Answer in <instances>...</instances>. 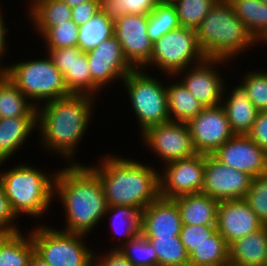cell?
<instances>
[{
	"instance_id": "6da1fadb",
	"label": "cell",
	"mask_w": 267,
	"mask_h": 266,
	"mask_svg": "<svg viewBox=\"0 0 267 266\" xmlns=\"http://www.w3.org/2000/svg\"><path fill=\"white\" fill-rule=\"evenodd\" d=\"M96 101L91 95L71 93L37 107L40 149L60 156L65 164H80L78 147L95 116Z\"/></svg>"
},
{
	"instance_id": "7a4b0ae2",
	"label": "cell",
	"mask_w": 267,
	"mask_h": 266,
	"mask_svg": "<svg viewBox=\"0 0 267 266\" xmlns=\"http://www.w3.org/2000/svg\"><path fill=\"white\" fill-rule=\"evenodd\" d=\"M53 200L64 208L61 230L88 236L104 221L108 207L99 176L84 162L56 171Z\"/></svg>"
},
{
	"instance_id": "3957f363",
	"label": "cell",
	"mask_w": 267,
	"mask_h": 266,
	"mask_svg": "<svg viewBox=\"0 0 267 266\" xmlns=\"http://www.w3.org/2000/svg\"><path fill=\"white\" fill-rule=\"evenodd\" d=\"M118 155H103L88 166L99 176L108 206L129 205L142 211L160 197L159 169Z\"/></svg>"
},
{
	"instance_id": "277c9868",
	"label": "cell",
	"mask_w": 267,
	"mask_h": 266,
	"mask_svg": "<svg viewBox=\"0 0 267 266\" xmlns=\"http://www.w3.org/2000/svg\"><path fill=\"white\" fill-rule=\"evenodd\" d=\"M21 163L0 170V183L18 218H45L54 202V180L57 170L45 171L36 164ZM36 165V166H35ZM38 167V168H37Z\"/></svg>"
},
{
	"instance_id": "5b68a950",
	"label": "cell",
	"mask_w": 267,
	"mask_h": 266,
	"mask_svg": "<svg viewBox=\"0 0 267 266\" xmlns=\"http://www.w3.org/2000/svg\"><path fill=\"white\" fill-rule=\"evenodd\" d=\"M195 31L206 58L235 62L242 53L260 46L227 0H218Z\"/></svg>"
},
{
	"instance_id": "8992f818",
	"label": "cell",
	"mask_w": 267,
	"mask_h": 266,
	"mask_svg": "<svg viewBox=\"0 0 267 266\" xmlns=\"http://www.w3.org/2000/svg\"><path fill=\"white\" fill-rule=\"evenodd\" d=\"M34 226L29 233L39 262L47 266H94V248L85 241L88 235L67 232L45 222Z\"/></svg>"
},
{
	"instance_id": "52a82bcc",
	"label": "cell",
	"mask_w": 267,
	"mask_h": 266,
	"mask_svg": "<svg viewBox=\"0 0 267 266\" xmlns=\"http://www.w3.org/2000/svg\"><path fill=\"white\" fill-rule=\"evenodd\" d=\"M153 74L145 69H133L119 85L128 95L125 99H129V110L132 109L140 134L151 126L170 121L166 81L159 78L158 73L154 74L157 77Z\"/></svg>"
},
{
	"instance_id": "ba28073f",
	"label": "cell",
	"mask_w": 267,
	"mask_h": 266,
	"mask_svg": "<svg viewBox=\"0 0 267 266\" xmlns=\"http://www.w3.org/2000/svg\"><path fill=\"white\" fill-rule=\"evenodd\" d=\"M42 54L40 58L13 61L6 70L9 79L36 107L71 94L60 70L46 52Z\"/></svg>"
},
{
	"instance_id": "9c48e42d",
	"label": "cell",
	"mask_w": 267,
	"mask_h": 266,
	"mask_svg": "<svg viewBox=\"0 0 267 266\" xmlns=\"http://www.w3.org/2000/svg\"><path fill=\"white\" fill-rule=\"evenodd\" d=\"M206 59L199 46L196 31L180 26L171 30L153 43L150 61L142 68L163 75L175 76L188 67L201 63ZM155 68V69H154ZM162 74V75H161Z\"/></svg>"
},
{
	"instance_id": "30bf717a",
	"label": "cell",
	"mask_w": 267,
	"mask_h": 266,
	"mask_svg": "<svg viewBox=\"0 0 267 266\" xmlns=\"http://www.w3.org/2000/svg\"><path fill=\"white\" fill-rule=\"evenodd\" d=\"M147 152L155 154L163 165L197 154L189 126L185 122L169 121L147 128L140 134ZM159 158V159H158Z\"/></svg>"
},
{
	"instance_id": "8fae6325",
	"label": "cell",
	"mask_w": 267,
	"mask_h": 266,
	"mask_svg": "<svg viewBox=\"0 0 267 266\" xmlns=\"http://www.w3.org/2000/svg\"><path fill=\"white\" fill-rule=\"evenodd\" d=\"M86 55L92 77V96L97 99L104 88H108L110 84L113 87L112 84L118 85L134 69L113 35L97 47L87 50Z\"/></svg>"
},
{
	"instance_id": "7c38bea8",
	"label": "cell",
	"mask_w": 267,
	"mask_h": 266,
	"mask_svg": "<svg viewBox=\"0 0 267 266\" xmlns=\"http://www.w3.org/2000/svg\"><path fill=\"white\" fill-rule=\"evenodd\" d=\"M159 167L160 197L174 199L182 195L202 192L205 154L169 162Z\"/></svg>"
},
{
	"instance_id": "4fadbf2b",
	"label": "cell",
	"mask_w": 267,
	"mask_h": 266,
	"mask_svg": "<svg viewBox=\"0 0 267 266\" xmlns=\"http://www.w3.org/2000/svg\"><path fill=\"white\" fill-rule=\"evenodd\" d=\"M226 65L229 67L231 64L226 60L206 58L201 63L178 72L175 77L205 107L216 106L222 103L224 87L229 81L225 80L221 71L222 66L225 70Z\"/></svg>"
},
{
	"instance_id": "5bb4252c",
	"label": "cell",
	"mask_w": 267,
	"mask_h": 266,
	"mask_svg": "<svg viewBox=\"0 0 267 266\" xmlns=\"http://www.w3.org/2000/svg\"><path fill=\"white\" fill-rule=\"evenodd\" d=\"M148 14H124L113 23V36L121 44L123 54L134 69H142L153 52L147 35Z\"/></svg>"
},
{
	"instance_id": "9a60e30c",
	"label": "cell",
	"mask_w": 267,
	"mask_h": 266,
	"mask_svg": "<svg viewBox=\"0 0 267 266\" xmlns=\"http://www.w3.org/2000/svg\"><path fill=\"white\" fill-rule=\"evenodd\" d=\"M197 153L212 155L232 138L233 133L223 106H207L188 123Z\"/></svg>"
},
{
	"instance_id": "2e32d148",
	"label": "cell",
	"mask_w": 267,
	"mask_h": 266,
	"mask_svg": "<svg viewBox=\"0 0 267 266\" xmlns=\"http://www.w3.org/2000/svg\"><path fill=\"white\" fill-rule=\"evenodd\" d=\"M252 178L248 173L222 164L212 155H205L202 193L217 201L244 199Z\"/></svg>"
},
{
	"instance_id": "e0dca14e",
	"label": "cell",
	"mask_w": 267,
	"mask_h": 266,
	"mask_svg": "<svg viewBox=\"0 0 267 266\" xmlns=\"http://www.w3.org/2000/svg\"><path fill=\"white\" fill-rule=\"evenodd\" d=\"M212 156L224 165L256 177L267 172V153L248 135H234Z\"/></svg>"
},
{
	"instance_id": "ac0fdd59",
	"label": "cell",
	"mask_w": 267,
	"mask_h": 266,
	"mask_svg": "<svg viewBox=\"0 0 267 266\" xmlns=\"http://www.w3.org/2000/svg\"><path fill=\"white\" fill-rule=\"evenodd\" d=\"M60 70L70 93L92 96V77L86 51L81 47H66L44 50Z\"/></svg>"
},
{
	"instance_id": "d6986e66",
	"label": "cell",
	"mask_w": 267,
	"mask_h": 266,
	"mask_svg": "<svg viewBox=\"0 0 267 266\" xmlns=\"http://www.w3.org/2000/svg\"><path fill=\"white\" fill-rule=\"evenodd\" d=\"M263 226L244 199L219 202L216 229L228 245Z\"/></svg>"
},
{
	"instance_id": "ffe728a7",
	"label": "cell",
	"mask_w": 267,
	"mask_h": 266,
	"mask_svg": "<svg viewBox=\"0 0 267 266\" xmlns=\"http://www.w3.org/2000/svg\"><path fill=\"white\" fill-rule=\"evenodd\" d=\"M182 220L173 199L159 197L141 211L140 233L145 238L180 236Z\"/></svg>"
},
{
	"instance_id": "44dd1931",
	"label": "cell",
	"mask_w": 267,
	"mask_h": 266,
	"mask_svg": "<svg viewBox=\"0 0 267 266\" xmlns=\"http://www.w3.org/2000/svg\"><path fill=\"white\" fill-rule=\"evenodd\" d=\"M35 130L37 116L0 118V168L12 161V157L31 140L32 133L36 134Z\"/></svg>"
},
{
	"instance_id": "7402d4cb",
	"label": "cell",
	"mask_w": 267,
	"mask_h": 266,
	"mask_svg": "<svg viewBox=\"0 0 267 266\" xmlns=\"http://www.w3.org/2000/svg\"><path fill=\"white\" fill-rule=\"evenodd\" d=\"M221 105L225 110L233 133L235 135H247L259 111L238 83L231 88L225 84Z\"/></svg>"
},
{
	"instance_id": "603a6c76",
	"label": "cell",
	"mask_w": 267,
	"mask_h": 266,
	"mask_svg": "<svg viewBox=\"0 0 267 266\" xmlns=\"http://www.w3.org/2000/svg\"><path fill=\"white\" fill-rule=\"evenodd\" d=\"M267 225L229 245V263L236 266H265Z\"/></svg>"
},
{
	"instance_id": "cb8c5ba5",
	"label": "cell",
	"mask_w": 267,
	"mask_h": 266,
	"mask_svg": "<svg viewBox=\"0 0 267 266\" xmlns=\"http://www.w3.org/2000/svg\"><path fill=\"white\" fill-rule=\"evenodd\" d=\"M26 19L38 38L52 26L71 20L72 8L61 0H26ZM29 6V7H28Z\"/></svg>"
},
{
	"instance_id": "d4e9b609",
	"label": "cell",
	"mask_w": 267,
	"mask_h": 266,
	"mask_svg": "<svg viewBox=\"0 0 267 266\" xmlns=\"http://www.w3.org/2000/svg\"><path fill=\"white\" fill-rule=\"evenodd\" d=\"M165 79L167 83V107L170 121L188 123L192 118L196 117L205 106L190 93L177 77L166 75L164 80Z\"/></svg>"
},
{
	"instance_id": "484cf974",
	"label": "cell",
	"mask_w": 267,
	"mask_h": 266,
	"mask_svg": "<svg viewBox=\"0 0 267 266\" xmlns=\"http://www.w3.org/2000/svg\"><path fill=\"white\" fill-rule=\"evenodd\" d=\"M184 225H216L219 201L200 192L173 199Z\"/></svg>"
},
{
	"instance_id": "4316f807",
	"label": "cell",
	"mask_w": 267,
	"mask_h": 266,
	"mask_svg": "<svg viewBox=\"0 0 267 266\" xmlns=\"http://www.w3.org/2000/svg\"><path fill=\"white\" fill-rule=\"evenodd\" d=\"M104 219H108V224L111 226L110 236L116 242L110 249H118L123 244L140 233L141 226V210L138 207L123 205V206H108ZM110 222V223H109ZM118 237V238H117ZM119 244V245H118Z\"/></svg>"
},
{
	"instance_id": "83f0119b",
	"label": "cell",
	"mask_w": 267,
	"mask_h": 266,
	"mask_svg": "<svg viewBox=\"0 0 267 266\" xmlns=\"http://www.w3.org/2000/svg\"><path fill=\"white\" fill-rule=\"evenodd\" d=\"M34 245L29 230L0 234V266H31Z\"/></svg>"
},
{
	"instance_id": "f1b7e54d",
	"label": "cell",
	"mask_w": 267,
	"mask_h": 266,
	"mask_svg": "<svg viewBox=\"0 0 267 266\" xmlns=\"http://www.w3.org/2000/svg\"><path fill=\"white\" fill-rule=\"evenodd\" d=\"M249 34L261 45L267 38V3L263 0H227Z\"/></svg>"
},
{
	"instance_id": "f546056e",
	"label": "cell",
	"mask_w": 267,
	"mask_h": 266,
	"mask_svg": "<svg viewBox=\"0 0 267 266\" xmlns=\"http://www.w3.org/2000/svg\"><path fill=\"white\" fill-rule=\"evenodd\" d=\"M229 263V245L216 230L189 254V266H224Z\"/></svg>"
},
{
	"instance_id": "4dcf8cb0",
	"label": "cell",
	"mask_w": 267,
	"mask_h": 266,
	"mask_svg": "<svg viewBox=\"0 0 267 266\" xmlns=\"http://www.w3.org/2000/svg\"><path fill=\"white\" fill-rule=\"evenodd\" d=\"M37 116V107L8 78L0 89V118Z\"/></svg>"
},
{
	"instance_id": "1f68e13d",
	"label": "cell",
	"mask_w": 267,
	"mask_h": 266,
	"mask_svg": "<svg viewBox=\"0 0 267 266\" xmlns=\"http://www.w3.org/2000/svg\"><path fill=\"white\" fill-rule=\"evenodd\" d=\"M179 27L176 8L170 2H159L148 14L147 35L153 43Z\"/></svg>"
},
{
	"instance_id": "d6a6232c",
	"label": "cell",
	"mask_w": 267,
	"mask_h": 266,
	"mask_svg": "<svg viewBox=\"0 0 267 266\" xmlns=\"http://www.w3.org/2000/svg\"><path fill=\"white\" fill-rule=\"evenodd\" d=\"M156 251L157 264L160 266H189V254L180 236L165 238H146Z\"/></svg>"
},
{
	"instance_id": "836d02e7",
	"label": "cell",
	"mask_w": 267,
	"mask_h": 266,
	"mask_svg": "<svg viewBox=\"0 0 267 266\" xmlns=\"http://www.w3.org/2000/svg\"><path fill=\"white\" fill-rule=\"evenodd\" d=\"M113 35V23L103 13L79 26L78 45L83 51L97 47Z\"/></svg>"
},
{
	"instance_id": "e575fe53",
	"label": "cell",
	"mask_w": 267,
	"mask_h": 266,
	"mask_svg": "<svg viewBox=\"0 0 267 266\" xmlns=\"http://www.w3.org/2000/svg\"><path fill=\"white\" fill-rule=\"evenodd\" d=\"M244 73L239 77L238 84L259 112L267 111V70L256 68Z\"/></svg>"
},
{
	"instance_id": "d590c367",
	"label": "cell",
	"mask_w": 267,
	"mask_h": 266,
	"mask_svg": "<svg viewBox=\"0 0 267 266\" xmlns=\"http://www.w3.org/2000/svg\"><path fill=\"white\" fill-rule=\"evenodd\" d=\"M157 0H100V12L112 23L124 14H149Z\"/></svg>"
},
{
	"instance_id": "8d00e7d4",
	"label": "cell",
	"mask_w": 267,
	"mask_h": 266,
	"mask_svg": "<svg viewBox=\"0 0 267 266\" xmlns=\"http://www.w3.org/2000/svg\"><path fill=\"white\" fill-rule=\"evenodd\" d=\"M218 0H174L180 26L196 29Z\"/></svg>"
},
{
	"instance_id": "74e56055",
	"label": "cell",
	"mask_w": 267,
	"mask_h": 266,
	"mask_svg": "<svg viewBox=\"0 0 267 266\" xmlns=\"http://www.w3.org/2000/svg\"><path fill=\"white\" fill-rule=\"evenodd\" d=\"M79 26L71 19L49 27L41 36L44 50L78 46Z\"/></svg>"
},
{
	"instance_id": "f35d334b",
	"label": "cell",
	"mask_w": 267,
	"mask_h": 266,
	"mask_svg": "<svg viewBox=\"0 0 267 266\" xmlns=\"http://www.w3.org/2000/svg\"><path fill=\"white\" fill-rule=\"evenodd\" d=\"M133 266L157 265V254L152 243L138 233L118 248Z\"/></svg>"
},
{
	"instance_id": "ab89813d",
	"label": "cell",
	"mask_w": 267,
	"mask_h": 266,
	"mask_svg": "<svg viewBox=\"0 0 267 266\" xmlns=\"http://www.w3.org/2000/svg\"><path fill=\"white\" fill-rule=\"evenodd\" d=\"M244 200L263 225H267V172L252 178Z\"/></svg>"
},
{
	"instance_id": "60d3db41",
	"label": "cell",
	"mask_w": 267,
	"mask_h": 266,
	"mask_svg": "<svg viewBox=\"0 0 267 266\" xmlns=\"http://www.w3.org/2000/svg\"><path fill=\"white\" fill-rule=\"evenodd\" d=\"M216 225H184L180 231V239L188 254L207 240L215 231Z\"/></svg>"
},
{
	"instance_id": "b9f144b4",
	"label": "cell",
	"mask_w": 267,
	"mask_h": 266,
	"mask_svg": "<svg viewBox=\"0 0 267 266\" xmlns=\"http://www.w3.org/2000/svg\"><path fill=\"white\" fill-rule=\"evenodd\" d=\"M17 219L19 218L14 213L0 183V234L20 232L22 228L19 227Z\"/></svg>"
},
{
	"instance_id": "7bdbcfd3",
	"label": "cell",
	"mask_w": 267,
	"mask_h": 266,
	"mask_svg": "<svg viewBox=\"0 0 267 266\" xmlns=\"http://www.w3.org/2000/svg\"><path fill=\"white\" fill-rule=\"evenodd\" d=\"M99 13L100 0H88L72 7L71 19L78 26H82L92 20Z\"/></svg>"
},
{
	"instance_id": "ee69618b",
	"label": "cell",
	"mask_w": 267,
	"mask_h": 266,
	"mask_svg": "<svg viewBox=\"0 0 267 266\" xmlns=\"http://www.w3.org/2000/svg\"><path fill=\"white\" fill-rule=\"evenodd\" d=\"M247 135L267 153V111L258 112Z\"/></svg>"
},
{
	"instance_id": "f6af8a7d",
	"label": "cell",
	"mask_w": 267,
	"mask_h": 266,
	"mask_svg": "<svg viewBox=\"0 0 267 266\" xmlns=\"http://www.w3.org/2000/svg\"><path fill=\"white\" fill-rule=\"evenodd\" d=\"M94 266H133V265L120 252L119 249L108 248V251L105 249V251L102 252L101 254L99 251H94Z\"/></svg>"
},
{
	"instance_id": "bcb514c9",
	"label": "cell",
	"mask_w": 267,
	"mask_h": 266,
	"mask_svg": "<svg viewBox=\"0 0 267 266\" xmlns=\"http://www.w3.org/2000/svg\"><path fill=\"white\" fill-rule=\"evenodd\" d=\"M3 5V4H0ZM3 6H0V71H5L7 70L8 66L10 63H4L5 61L3 59H7L5 58L6 54H8L7 52L11 51V49H9V39H6L8 37V33H9V25L6 24V19L4 18V10H2ZM7 43V44H6ZM4 63V64H3Z\"/></svg>"
},
{
	"instance_id": "7dc6e473",
	"label": "cell",
	"mask_w": 267,
	"mask_h": 266,
	"mask_svg": "<svg viewBox=\"0 0 267 266\" xmlns=\"http://www.w3.org/2000/svg\"><path fill=\"white\" fill-rule=\"evenodd\" d=\"M63 2H65L68 6H70L71 8L74 6H77L78 4H81L83 2H86L88 0H61Z\"/></svg>"
},
{
	"instance_id": "c3c4849f",
	"label": "cell",
	"mask_w": 267,
	"mask_h": 266,
	"mask_svg": "<svg viewBox=\"0 0 267 266\" xmlns=\"http://www.w3.org/2000/svg\"><path fill=\"white\" fill-rule=\"evenodd\" d=\"M9 78L8 72L5 71H0V89L1 85Z\"/></svg>"
},
{
	"instance_id": "681fc988",
	"label": "cell",
	"mask_w": 267,
	"mask_h": 266,
	"mask_svg": "<svg viewBox=\"0 0 267 266\" xmlns=\"http://www.w3.org/2000/svg\"><path fill=\"white\" fill-rule=\"evenodd\" d=\"M31 266H47V265H45V264L39 262V261L34 257V259L32 260Z\"/></svg>"
},
{
	"instance_id": "f907efd6",
	"label": "cell",
	"mask_w": 267,
	"mask_h": 266,
	"mask_svg": "<svg viewBox=\"0 0 267 266\" xmlns=\"http://www.w3.org/2000/svg\"><path fill=\"white\" fill-rule=\"evenodd\" d=\"M261 44L264 46V45H267V38L263 41V42H261Z\"/></svg>"
},
{
	"instance_id": "816d5d0a",
	"label": "cell",
	"mask_w": 267,
	"mask_h": 266,
	"mask_svg": "<svg viewBox=\"0 0 267 266\" xmlns=\"http://www.w3.org/2000/svg\"><path fill=\"white\" fill-rule=\"evenodd\" d=\"M158 2H169V0H157Z\"/></svg>"
},
{
	"instance_id": "f5cc1de1",
	"label": "cell",
	"mask_w": 267,
	"mask_h": 266,
	"mask_svg": "<svg viewBox=\"0 0 267 266\" xmlns=\"http://www.w3.org/2000/svg\"><path fill=\"white\" fill-rule=\"evenodd\" d=\"M224 266H236V265H233V264L228 263V264H226Z\"/></svg>"
}]
</instances>
